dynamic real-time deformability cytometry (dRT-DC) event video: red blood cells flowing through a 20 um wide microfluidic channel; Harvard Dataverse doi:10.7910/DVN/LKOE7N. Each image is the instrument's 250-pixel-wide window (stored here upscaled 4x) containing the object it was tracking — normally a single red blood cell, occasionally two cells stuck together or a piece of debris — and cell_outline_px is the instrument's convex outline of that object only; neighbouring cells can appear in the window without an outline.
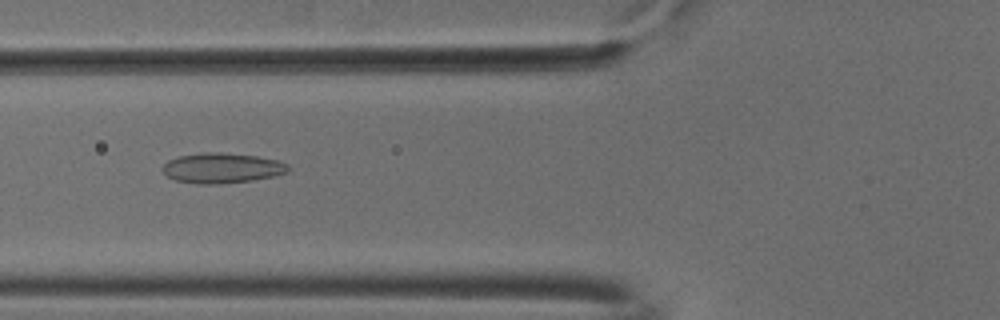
{"species": "common noctule bat (a hibernating species)", "species_latin": "Nyctalus noctula", "temperature_condition": "cold", "stored_images_in_passage": 53, "camera_frame_rate_fps": 3000, "um_per_image_px": 0.085, "animal": {"sex": "male", "body_mass_g": 18.8}, "frame": {"image": 1, "passage_image": 20, "time_ms": 6.333, "image_size_px": [1000, 320], "cell_outline_px": [[288, 172], [276, 176], [252, 180], [216, 184], [196, 184], [176, 180], [168, 176], [160, 168], [168, 160], [180, 156], [204, 152], [220, 152], [256, 156], [276, 160], [288, 164]], "centroid_in_image_um": [18.86, 14.28], "position_along_channel_um": 106.9, "area_um2": 22.02}}
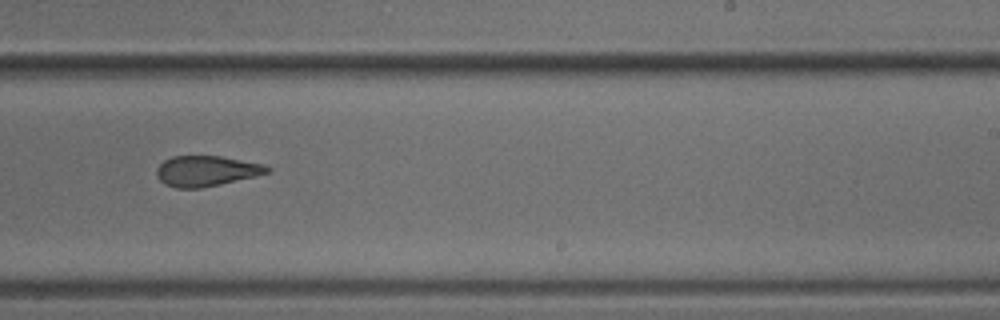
{"frame": {"image": 2, "passage_image": 33, "time_ms": 10.667, "image_size_px": [1000, 320], "cell_outline_px": [[272, 172], [256, 176], [220, 184], [200, 188], [176, 188], [164, 184], [156, 176], [156, 168], [164, 160], [172, 156], [220, 156], [264, 164], [272, 168]], "centroid_in_image_um": [17.55, 14.53], "position_along_channel_um": 271.5, "area_um2": 19.77}}
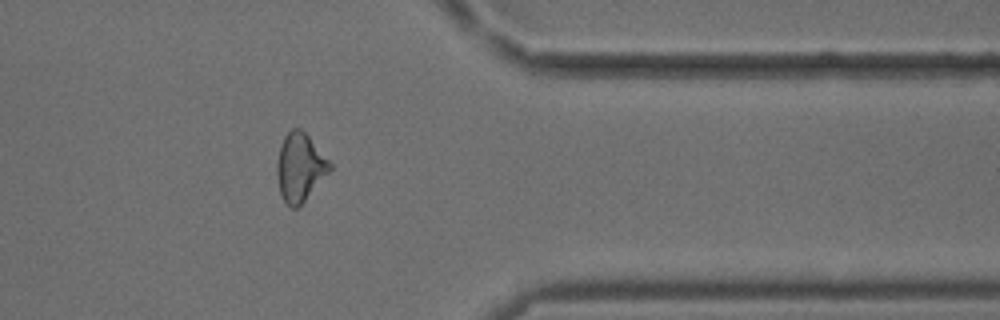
{"frame": {"image": 3, "passage_image": 43, "time_ms": 14.0, "image_size_px": [1000, 320], "cell_outline_px": [[332, 168], [304, 200], [296, 208], [292, 208], [284, 200], [280, 192], [276, 176], [276, 164], [280, 148], [284, 136], [292, 128], [300, 128], [308, 136], [332, 164]], "centroid_in_image_um": [25.47, 14.2], "position_along_channel_um": 385.9, "area_um2": 20.52}, "authors_computed_cell_mechanics": {"area_um2": 21.3282, "velocity_mm_per_s": 3.7823, "shape_relaxation_time_tau1_ms": null, "shape_relaxation_time_tau2_ms": 2.6904, "deformation_change_tau1": null, "deformation_change_tau2": 0.1078}}